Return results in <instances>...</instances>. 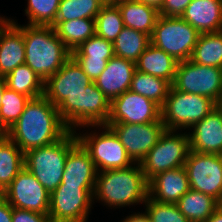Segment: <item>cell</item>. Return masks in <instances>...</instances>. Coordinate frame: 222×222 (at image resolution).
<instances>
[{
  "label": "cell",
  "instance_id": "1",
  "mask_svg": "<svg viewBox=\"0 0 222 222\" xmlns=\"http://www.w3.org/2000/svg\"><path fill=\"white\" fill-rule=\"evenodd\" d=\"M70 130L55 107L44 95L30 99L23 113L9 129V138L23 153L50 145Z\"/></svg>",
  "mask_w": 222,
  "mask_h": 222
},
{
  "label": "cell",
  "instance_id": "2",
  "mask_svg": "<svg viewBox=\"0 0 222 222\" xmlns=\"http://www.w3.org/2000/svg\"><path fill=\"white\" fill-rule=\"evenodd\" d=\"M23 33L25 63L45 82L70 58L71 51L51 25H23L11 19Z\"/></svg>",
  "mask_w": 222,
  "mask_h": 222
},
{
  "label": "cell",
  "instance_id": "3",
  "mask_svg": "<svg viewBox=\"0 0 222 222\" xmlns=\"http://www.w3.org/2000/svg\"><path fill=\"white\" fill-rule=\"evenodd\" d=\"M92 82L72 57L44 82V96L58 108L70 131L80 126V97Z\"/></svg>",
  "mask_w": 222,
  "mask_h": 222
},
{
  "label": "cell",
  "instance_id": "4",
  "mask_svg": "<svg viewBox=\"0 0 222 222\" xmlns=\"http://www.w3.org/2000/svg\"><path fill=\"white\" fill-rule=\"evenodd\" d=\"M136 165L97 172L93 199L113 208L145 203L149 184L140 164Z\"/></svg>",
  "mask_w": 222,
  "mask_h": 222
},
{
  "label": "cell",
  "instance_id": "5",
  "mask_svg": "<svg viewBox=\"0 0 222 222\" xmlns=\"http://www.w3.org/2000/svg\"><path fill=\"white\" fill-rule=\"evenodd\" d=\"M78 142L76 131L47 146L24 153V167L51 194L60 184L69 150Z\"/></svg>",
  "mask_w": 222,
  "mask_h": 222
},
{
  "label": "cell",
  "instance_id": "6",
  "mask_svg": "<svg viewBox=\"0 0 222 222\" xmlns=\"http://www.w3.org/2000/svg\"><path fill=\"white\" fill-rule=\"evenodd\" d=\"M217 106L210 98L171 87L161 107V120L166 130H189Z\"/></svg>",
  "mask_w": 222,
  "mask_h": 222
},
{
  "label": "cell",
  "instance_id": "7",
  "mask_svg": "<svg viewBox=\"0 0 222 222\" xmlns=\"http://www.w3.org/2000/svg\"><path fill=\"white\" fill-rule=\"evenodd\" d=\"M199 35L200 33L181 17L159 15L150 39L151 44L180 62L191 58Z\"/></svg>",
  "mask_w": 222,
  "mask_h": 222
},
{
  "label": "cell",
  "instance_id": "8",
  "mask_svg": "<svg viewBox=\"0 0 222 222\" xmlns=\"http://www.w3.org/2000/svg\"><path fill=\"white\" fill-rule=\"evenodd\" d=\"M176 132L165 129L156 145L139 163L148 181L160 172L184 166L190 152V137L187 132Z\"/></svg>",
  "mask_w": 222,
  "mask_h": 222
},
{
  "label": "cell",
  "instance_id": "9",
  "mask_svg": "<svg viewBox=\"0 0 222 222\" xmlns=\"http://www.w3.org/2000/svg\"><path fill=\"white\" fill-rule=\"evenodd\" d=\"M172 88L210 98L218 104L222 98V68L197 64L190 59L180 61Z\"/></svg>",
  "mask_w": 222,
  "mask_h": 222
},
{
  "label": "cell",
  "instance_id": "10",
  "mask_svg": "<svg viewBox=\"0 0 222 222\" xmlns=\"http://www.w3.org/2000/svg\"><path fill=\"white\" fill-rule=\"evenodd\" d=\"M95 185H59L50 194L52 222H87Z\"/></svg>",
  "mask_w": 222,
  "mask_h": 222
},
{
  "label": "cell",
  "instance_id": "11",
  "mask_svg": "<svg viewBox=\"0 0 222 222\" xmlns=\"http://www.w3.org/2000/svg\"><path fill=\"white\" fill-rule=\"evenodd\" d=\"M102 133H76L78 141L88 151L97 172L122 169L133 165L121 141L106 125L100 126ZM80 135V136H79Z\"/></svg>",
  "mask_w": 222,
  "mask_h": 222
},
{
  "label": "cell",
  "instance_id": "12",
  "mask_svg": "<svg viewBox=\"0 0 222 222\" xmlns=\"http://www.w3.org/2000/svg\"><path fill=\"white\" fill-rule=\"evenodd\" d=\"M190 189L205 193L222 204V158L190 150L186 162Z\"/></svg>",
  "mask_w": 222,
  "mask_h": 222
},
{
  "label": "cell",
  "instance_id": "13",
  "mask_svg": "<svg viewBox=\"0 0 222 222\" xmlns=\"http://www.w3.org/2000/svg\"><path fill=\"white\" fill-rule=\"evenodd\" d=\"M12 208L49 214L50 193L25 167L2 193Z\"/></svg>",
  "mask_w": 222,
  "mask_h": 222
},
{
  "label": "cell",
  "instance_id": "14",
  "mask_svg": "<svg viewBox=\"0 0 222 222\" xmlns=\"http://www.w3.org/2000/svg\"><path fill=\"white\" fill-rule=\"evenodd\" d=\"M105 125L115 133L135 164L144 159L165 131L162 120L145 124L106 123Z\"/></svg>",
  "mask_w": 222,
  "mask_h": 222
},
{
  "label": "cell",
  "instance_id": "15",
  "mask_svg": "<svg viewBox=\"0 0 222 222\" xmlns=\"http://www.w3.org/2000/svg\"><path fill=\"white\" fill-rule=\"evenodd\" d=\"M161 120V107L143 95L127 90L110 104L107 123L145 124Z\"/></svg>",
  "mask_w": 222,
  "mask_h": 222
},
{
  "label": "cell",
  "instance_id": "16",
  "mask_svg": "<svg viewBox=\"0 0 222 222\" xmlns=\"http://www.w3.org/2000/svg\"><path fill=\"white\" fill-rule=\"evenodd\" d=\"M189 133L190 150L202 154H222V110L217 106Z\"/></svg>",
  "mask_w": 222,
  "mask_h": 222
},
{
  "label": "cell",
  "instance_id": "17",
  "mask_svg": "<svg viewBox=\"0 0 222 222\" xmlns=\"http://www.w3.org/2000/svg\"><path fill=\"white\" fill-rule=\"evenodd\" d=\"M148 197L160 203L176 204L190 190L185 167L160 172L149 181Z\"/></svg>",
  "mask_w": 222,
  "mask_h": 222
},
{
  "label": "cell",
  "instance_id": "18",
  "mask_svg": "<svg viewBox=\"0 0 222 222\" xmlns=\"http://www.w3.org/2000/svg\"><path fill=\"white\" fill-rule=\"evenodd\" d=\"M135 70L136 63L114 55L94 82L111 102L129 90Z\"/></svg>",
  "mask_w": 222,
  "mask_h": 222
},
{
  "label": "cell",
  "instance_id": "19",
  "mask_svg": "<svg viewBox=\"0 0 222 222\" xmlns=\"http://www.w3.org/2000/svg\"><path fill=\"white\" fill-rule=\"evenodd\" d=\"M97 169L78 141L68 152L60 185H95Z\"/></svg>",
  "mask_w": 222,
  "mask_h": 222
},
{
  "label": "cell",
  "instance_id": "20",
  "mask_svg": "<svg viewBox=\"0 0 222 222\" xmlns=\"http://www.w3.org/2000/svg\"><path fill=\"white\" fill-rule=\"evenodd\" d=\"M181 18L199 33L222 31V0H192Z\"/></svg>",
  "mask_w": 222,
  "mask_h": 222
},
{
  "label": "cell",
  "instance_id": "21",
  "mask_svg": "<svg viewBox=\"0 0 222 222\" xmlns=\"http://www.w3.org/2000/svg\"><path fill=\"white\" fill-rule=\"evenodd\" d=\"M110 104L95 82L89 84L80 97V127L104 126L109 118Z\"/></svg>",
  "mask_w": 222,
  "mask_h": 222
},
{
  "label": "cell",
  "instance_id": "22",
  "mask_svg": "<svg viewBox=\"0 0 222 222\" xmlns=\"http://www.w3.org/2000/svg\"><path fill=\"white\" fill-rule=\"evenodd\" d=\"M25 63V44L22 31L9 22L0 32V76L6 77Z\"/></svg>",
  "mask_w": 222,
  "mask_h": 222
},
{
  "label": "cell",
  "instance_id": "23",
  "mask_svg": "<svg viewBox=\"0 0 222 222\" xmlns=\"http://www.w3.org/2000/svg\"><path fill=\"white\" fill-rule=\"evenodd\" d=\"M125 27H129L151 36L159 11L138 0H115Z\"/></svg>",
  "mask_w": 222,
  "mask_h": 222
},
{
  "label": "cell",
  "instance_id": "24",
  "mask_svg": "<svg viewBox=\"0 0 222 222\" xmlns=\"http://www.w3.org/2000/svg\"><path fill=\"white\" fill-rule=\"evenodd\" d=\"M178 62L168 53L150 44L136 62V70L173 83Z\"/></svg>",
  "mask_w": 222,
  "mask_h": 222
},
{
  "label": "cell",
  "instance_id": "25",
  "mask_svg": "<svg viewBox=\"0 0 222 222\" xmlns=\"http://www.w3.org/2000/svg\"><path fill=\"white\" fill-rule=\"evenodd\" d=\"M51 26L71 52L96 34L95 19L79 18L55 21Z\"/></svg>",
  "mask_w": 222,
  "mask_h": 222
},
{
  "label": "cell",
  "instance_id": "26",
  "mask_svg": "<svg viewBox=\"0 0 222 222\" xmlns=\"http://www.w3.org/2000/svg\"><path fill=\"white\" fill-rule=\"evenodd\" d=\"M190 222H205L221 205L215 198L190 189L176 203Z\"/></svg>",
  "mask_w": 222,
  "mask_h": 222
},
{
  "label": "cell",
  "instance_id": "27",
  "mask_svg": "<svg viewBox=\"0 0 222 222\" xmlns=\"http://www.w3.org/2000/svg\"><path fill=\"white\" fill-rule=\"evenodd\" d=\"M150 44V36L146 33L124 27L113 42L114 55L136 63Z\"/></svg>",
  "mask_w": 222,
  "mask_h": 222
},
{
  "label": "cell",
  "instance_id": "28",
  "mask_svg": "<svg viewBox=\"0 0 222 222\" xmlns=\"http://www.w3.org/2000/svg\"><path fill=\"white\" fill-rule=\"evenodd\" d=\"M190 60L197 64L222 68V31L200 33Z\"/></svg>",
  "mask_w": 222,
  "mask_h": 222
},
{
  "label": "cell",
  "instance_id": "29",
  "mask_svg": "<svg viewBox=\"0 0 222 222\" xmlns=\"http://www.w3.org/2000/svg\"><path fill=\"white\" fill-rule=\"evenodd\" d=\"M171 87L172 84L165 79L135 70L129 90L145 96L162 107Z\"/></svg>",
  "mask_w": 222,
  "mask_h": 222
},
{
  "label": "cell",
  "instance_id": "30",
  "mask_svg": "<svg viewBox=\"0 0 222 222\" xmlns=\"http://www.w3.org/2000/svg\"><path fill=\"white\" fill-rule=\"evenodd\" d=\"M24 168V153L8 137L0 143V191L3 193Z\"/></svg>",
  "mask_w": 222,
  "mask_h": 222
},
{
  "label": "cell",
  "instance_id": "31",
  "mask_svg": "<svg viewBox=\"0 0 222 222\" xmlns=\"http://www.w3.org/2000/svg\"><path fill=\"white\" fill-rule=\"evenodd\" d=\"M5 80L10 90L22 93L31 99L44 95V82L26 64L13 69Z\"/></svg>",
  "mask_w": 222,
  "mask_h": 222
},
{
  "label": "cell",
  "instance_id": "32",
  "mask_svg": "<svg viewBox=\"0 0 222 222\" xmlns=\"http://www.w3.org/2000/svg\"><path fill=\"white\" fill-rule=\"evenodd\" d=\"M96 35L114 42L125 27L121 12L115 3L103 5L95 19Z\"/></svg>",
  "mask_w": 222,
  "mask_h": 222
},
{
  "label": "cell",
  "instance_id": "33",
  "mask_svg": "<svg viewBox=\"0 0 222 222\" xmlns=\"http://www.w3.org/2000/svg\"><path fill=\"white\" fill-rule=\"evenodd\" d=\"M102 6L99 0H60L55 21L96 19Z\"/></svg>",
  "mask_w": 222,
  "mask_h": 222
},
{
  "label": "cell",
  "instance_id": "34",
  "mask_svg": "<svg viewBox=\"0 0 222 222\" xmlns=\"http://www.w3.org/2000/svg\"><path fill=\"white\" fill-rule=\"evenodd\" d=\"M30 97L5 89L0 107V122L9 130L20 118L25 106L30 101Z\"/></svg>",
  "mask_w": 222,
  "mask_h": 222
},
{
  "label": "cell",
  "instance_id": "35",
  "mask_svg": "<svg viewBox=\"0 0 222 222\" xmlns=\"http://www.w3.org/2000/svg\"><path fill=\"white\" fill-rule=\"evenodd\" d=\"M25 14L29 25H52L55 22L60 0H27Z\"/></svg>",
  "mask_w": 222,
  "mask_h": 222
},
{
  "label": "cell",
  "instance_id": "36",
  "mask_svg": "<svg viewBox=\"0 0 222 222\" xmlns=\"http://www.w3.org/2000/svg\"><path fill=\"white\" fill-rule=\"evenodd\" d=\"M113 56V43L96 34L71 52L72 58L111 59Z\"/></svg>",
  "mask_w": 222,
  "mask_h": 222
},
{
  "label": "cell",
  "instance_id": "37",
  "mask_svg": "<svg viewBox=\"0 0 222 222\" xmlns=\"http://www.w3.org/2000/svg\"><path fill=\"white\" fill-rule=\"evenodd\" d=\"M145 215L150 222H190L179 210L177 204L160 203L147 198Z\"/></svg>",
  "mask_w": 222,
  "mask_h": 222
},
{
  "label": "cell",
  "instance_id": "38",
  "mask_svg": "<svg viewBox=\"0 0 222 222\" xmlns=\"http://www.w3.org/2000/svg\"><path fill=\"white\" fill-rule=\"evenodd\" d=\"M84 73L94 82L104 71L110 59L73 58Z\"/></svg>",
  "mask_w": 222,
  "mask_h": 222
},
{
  "label": "cell",
  "instance_id": "39",
  "mask_svg": "<svg viewBox=\"0 0 222 222\" xmlns=\"http://www.w3.org/2000/svg\"><path fill=\"white\" fill-rule=\"evenodd\" d=\"M192 0H164L159 15L165 17H181Z\"/></svg>",
  "mask_w": 222,
  "mask_h": 222
},
{
  "label": "cell",
  "instance_id": "40",
  "mask_svg": "<svg viewBox=\"0 0 222 222\" xmlns=\"http://www.w3.org/2000/svg\"><path fill=\"white\" fill-rule=\"evenodd\" d=\"M12 222H52L49 215L13 208Z\"/></svg>",
  "mask_w": 222,
  "mask_h": 222
},
{
  "label": "cell",
  "instance_id": "41",
  "mask_svg": "<svg viewBox=\"0 0 222 222\" xmlns=\"http://www.w3.org/2000/svg\"><path fill=\"white\" fill-rule=\"evenodd\" d=\"M13 208L8 201L0 197V222H12Z\"/></svg>",
  "mask_w": 222,
  "mask_h": 222
},
{
  "label": "cell",
  "instance_id": "42",
  "mask_svg": "<svg viewBox=\"0 0 222 222\" xmlns=\"http://www.w3.org/2000/svg\"><path fill=\"white\" fill-rule=\"evenodd\" d=\"M121 222H150V220L146 217L144 213L142 214V212H138L127 216Z\"/></svg>",
  "mask_w": 222,
  "mask_h": 222
},
{
  "label": "cell",
  "instance_id": "43",
  "mask_svg": "<svg viewBox=\"0 0 222 222\" xmlns=\"http://www.w3.org/2000/svg\"><path fill=\"white\" fill-rule=\"evenodd\" d=\"M205 222H222V204Z\"/></svg>",
  "mask_w": 222,
  "mask_h": 222
},
{
  "label": "cell",
  "instance_id": "44",
  "mask_svg": "<svg viewBox=\"0 0 222 222\" xmlns=\"http://www.w3.org/2000/svg\"><path fill=\"white\" fill-rule=\"evenodd\" d=\"M142 3H145L149 6L155 7L158 11L161 9L164 0H138Z\"/></svg>",
  "mask_w": 222,
  "mask_h": 222
},
{
  "label": "cell",
  "instance_id": "45",
  "mask_svg": "<svg viewBox=\"0 0 222 222\" xmlns=\"http://www.w3.org/2000/svg\"><path fill=\"white\" fill-rule=\"evenodd\" d=\"M9 130L0 122V143L9 137Z\"/></svg>",
  "mask_w": 222,
  "mask_h": 222
},
{
  "label": "cell",
  "instance_id": "46",
  "mask_svg": "<svg viewBox=\"0 0 222 222\" xmlns=\"http://www.w3.org/2000/svg\"><path fill=\"white\" fill-rule=\"evenodd\" d=\"M6 88H7V83L5 77L0 76V107L2 102V96Z\"/></svg>",
  "mask_w": 222,
  "mask_h": 222
},
{
  "label": "cell",
  "instance_id": "47",
  "mask_svg": "<svg viewBox=\"0 0 222 222\" xmlns=\"http://www.w3.org/2000/svg\"><path fill=\"white\" fill-rule=\"evenodd\" d=\"M11 21V19L0 17V32L3 30V28Z\"/></svg>",
  "mask_w": 222,
  "mask_h": 222
},
{
  "label": "cell",
  "instance_id": "48",
  "mask_svg": "<svg viewBox=\"0 0 222 222\" xmlns=\"http://www.w3.org/2000/svg\"><path fill=\"white\" fill-rule=\"evenodd\" d=\"M103 5H108L114 3L115 0H99Z\"/></svg>",
  "mask_w": 222,
  "mask_h": 222
},
{
  "label": "cell",
  "instance_id": "49",
  "mask_svg": "<svg viewBox=\"0 0 222 222\" xmlns=\"http://www.w3.org/2000/svg\"><path fill=\"white\" fill-rule=\"evenodd\" d=\"M218 107L222 110V98H221V100L218 103Z\"/></svg>",
  "mask_w": 222,
  "mask_h": 222
}]
</instances>
